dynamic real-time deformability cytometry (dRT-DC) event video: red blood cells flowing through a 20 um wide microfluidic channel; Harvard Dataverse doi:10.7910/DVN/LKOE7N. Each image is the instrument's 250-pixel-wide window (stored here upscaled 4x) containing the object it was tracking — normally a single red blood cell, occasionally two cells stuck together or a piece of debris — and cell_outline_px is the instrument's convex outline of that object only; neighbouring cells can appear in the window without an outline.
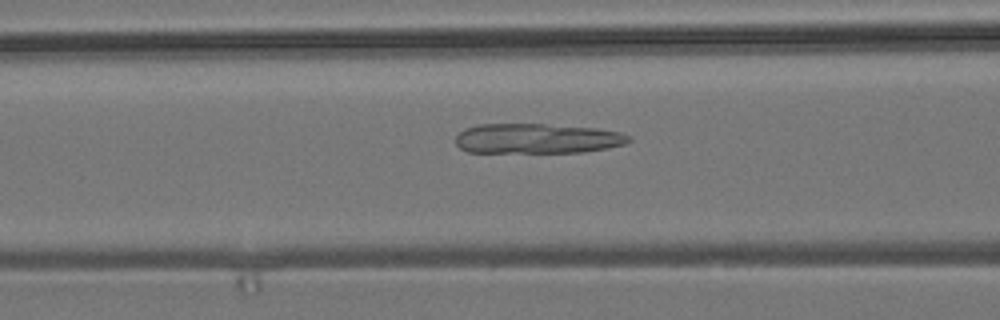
{"species": "common noctule bat (a hibernating species)", "species_latin": "Nyctalus noctula", "temperature_condition": "room temperature", "stored_images_in_passage": 53, "camera_frame_rate_fps": 3000, "um_per_image_px": 0.085, "animal": {"sex": "male", "body_mass_g": 19.2, "forearm_length_mm": 51.8}, "frame": {"image": 1, "passage_image": 20, "time_ms": 6.333, "image_size_px": [1000, 320], "cell_outline_px": [[632, 140], [624, 144], [584, 152], [468, 152], [460, 148], [456, 144], [456, 136], [464, 128], [480, 124], [544, 124], [596, 128], [620, 132], [632, 136]], "centroid_in_image_um": [45.65, 11.77], "position_along_channel_um": 121.0, "area_um2": 30.23}}
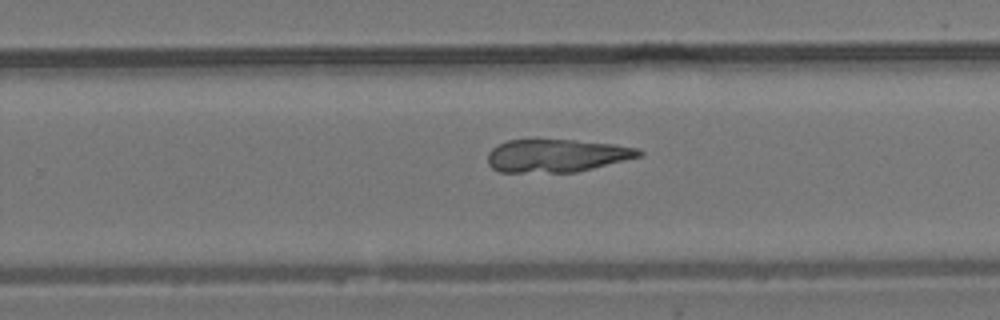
{"frame": {"image": 2, "passage_image": 33, "time_ms": 10.667, "image_size_px": [1000, 320], "cell_outline_px": [[644, 156], [576, 172], [500, 172], [492, 168], [488, 164], [488, 152], [496, 144], [508, 140], [576, 140], [612, 144], [640, 148], [644, 152]], "centroid_in_image_um": [47.34, 13.23], "position_along_channel_um": 282.5, "area_um2": 29.19}}
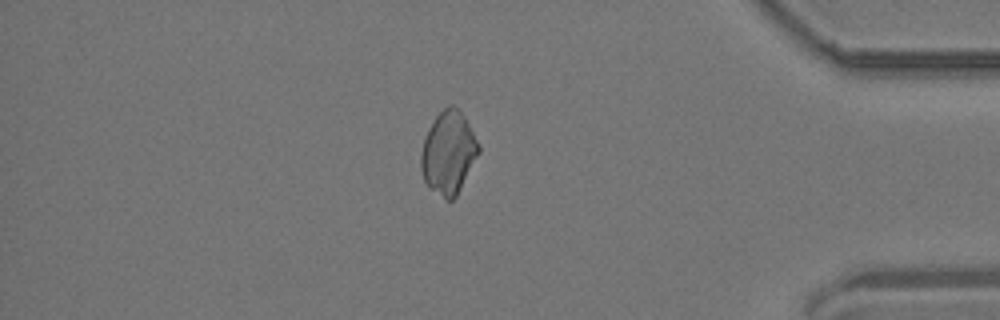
{"frame": {"image": 3, "passage_image": 45, "time_ms": 14.667, "image_size_px": [1000, 320], "cell_outline_px": [[480, 152], [456, 196], [452, 200], [444, 200], [428, 188], [424, 180], [420, 168], [420, 156], [424, 140], [428, 128], [436, 116], [448, 104], [452, 104], [460, 108], [480, 144]], "centroid_in_image_um": [38.11, 12.97], "position_along_channel_um": 397.1, "area_um2": 28.15}}